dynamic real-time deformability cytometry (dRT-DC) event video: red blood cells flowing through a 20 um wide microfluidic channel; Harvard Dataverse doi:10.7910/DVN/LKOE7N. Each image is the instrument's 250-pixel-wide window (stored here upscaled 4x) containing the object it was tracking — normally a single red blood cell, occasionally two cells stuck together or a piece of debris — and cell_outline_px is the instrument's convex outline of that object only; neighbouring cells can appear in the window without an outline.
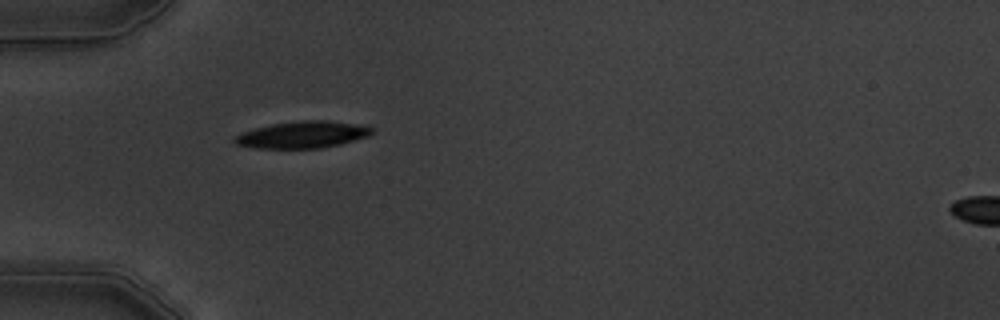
{"species": "common noctule bat (a hibernating species)", "species_latin": "Nyctalus noctula", "temperature_condition": "warm", "stored_images_in_passage": 1, "camera_frame_rate_fps": 3000, "um_per_image_px": 0.085, "animal": {"sex": "male", "body_mass_g": 19.5, "forearm_length_mm": 54.6}, "frame": {"image": 1, "passage_image": 1, "time_ms": 0.0, "image_size_px": [1000, 320], "cell_outline_px": [[372, 132], [368, 136], [340, 144], [320, 148], [256, 148], [236, 144], [232, 140], [240, 132], [272, 124], [304, 120], [328, 120], [356, 124], [372, 128]], "centroid_in_image_um": [25.68, 11.45], "position_along_channel_um": 59.3, "area_um2": 21.21}}